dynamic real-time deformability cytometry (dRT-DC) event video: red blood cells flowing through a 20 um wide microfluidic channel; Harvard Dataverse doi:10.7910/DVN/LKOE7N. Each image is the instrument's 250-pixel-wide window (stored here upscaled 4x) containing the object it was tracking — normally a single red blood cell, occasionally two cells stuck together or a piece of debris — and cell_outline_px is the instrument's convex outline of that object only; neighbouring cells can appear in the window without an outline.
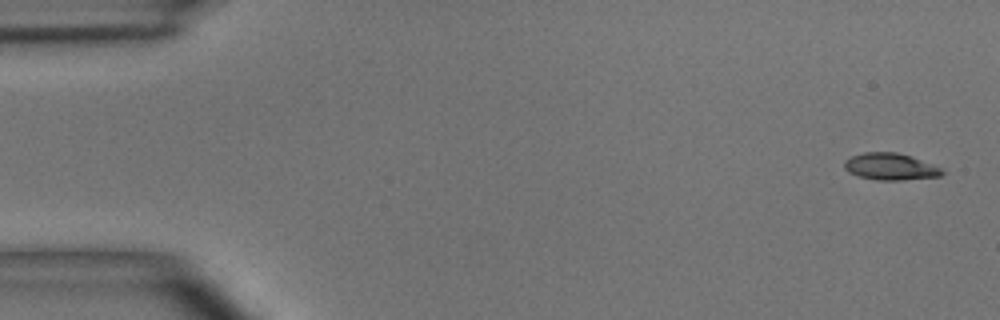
{"species": "common noctule bat (a hibernating species)", "species_latin": "Nyctalus noctula", "temperature_condition": "room temperature", "stored_images_in_passage": 4, "camera_frame_rate_fps": 3000, "um_per_image_px": 0.085, "animal": {"sex": "male", "body_mass_g": 15.6}, "frame": {"image": 1, "passage_image": 1, "time_ms": 0.0, "image_size_px": [1000, 320], "cell_outline_px": [[944, 172], [940, 176], [900, 180], [876, 180], [860, 176], [848, 172], [844, 168], [844, 160], [852, 156], [864, 152], [896, 152], [912, 156], [940, 168]], "centroid_in_image_um": [75.65, 14.16], "position_along_channel_um": 9.4, "area_um2": 15.14}}
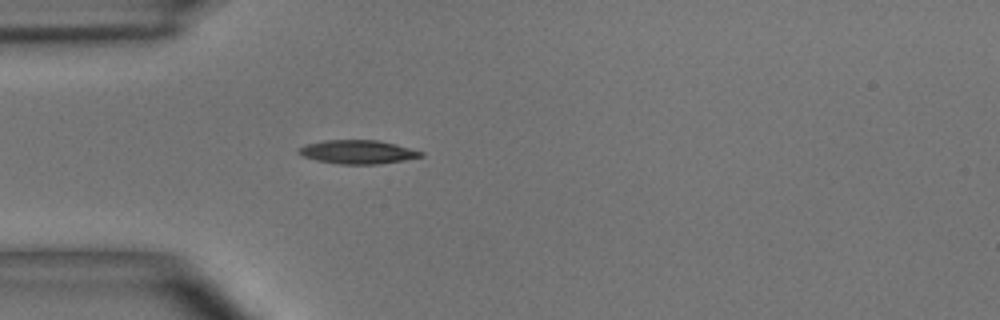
{"frame": {"image": 2, "passage_image": 4, "time_ms": 4.333, "image_size_px": [1000, 320], "cell_outline_px": [[424, 156], [404, 160], [376, 164], [340, 164], [316, 160], [304, 156], [296, 152], [300, 148], [308, 144], [324, 140], [380, 140], [396, 144], [424, 152]], "centroid_in_image_um": [30.44, 12.91], "position_along_channel_um": 54.6, "area_um2": 16.76}}